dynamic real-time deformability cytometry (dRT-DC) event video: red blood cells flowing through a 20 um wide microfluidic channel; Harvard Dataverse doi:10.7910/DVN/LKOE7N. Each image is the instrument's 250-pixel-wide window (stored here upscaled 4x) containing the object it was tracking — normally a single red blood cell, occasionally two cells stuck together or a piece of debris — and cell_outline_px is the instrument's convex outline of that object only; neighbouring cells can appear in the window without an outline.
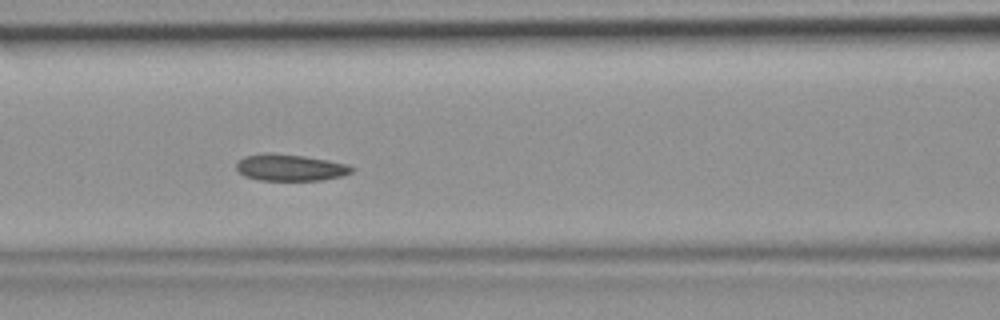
{"species": "common noctule bat (a hibernating species)", "species_latin": "Nyctalus noctula", "temperature_condition": "room temperature", "stored_images_in_passage": 48, "camera_frame_rate_fps": 3000, "um_per_image_px": 0.085, "animal": {"sex": "female", "body_mass_g": 19.9}, "frame": {"image": 1, "passage_image": 21, "time_ms": 6.667, "image_size_px": [1000, 320], "cell_outline_px": [[356, 168], [352, 172], [344, 176], [320, 180], [260, 180], [244, 176], [236, 168], [236, 164], [244, 156], [268, 152], [272, 152], [304, 156], [328, 160], [348, 164]], "centroid_in_image_um": [24.7, 14.23], "position_along_channel_um": 141.9, "area_um2": 18.03}}
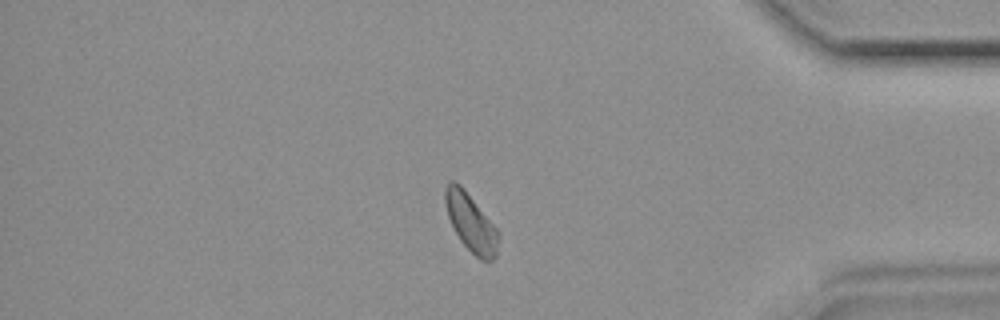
{"frame": {"image": 2, "passage_image": 41, "time_ms": 13.333, "image_size_px": [1000, 320], "cell_outline_px": [[500, 236], [496, 256], [492, 260], [480, 260], [460, 240], [448, 216], [444, 200], [444, 188], [448, 180], [452, 180], [460, 184], [464, 188], [500, 232]], "centroid_in_image_um": [40.03, 18.89], "position_along_channel_um": 395.2, "area_um2": 17.98}}